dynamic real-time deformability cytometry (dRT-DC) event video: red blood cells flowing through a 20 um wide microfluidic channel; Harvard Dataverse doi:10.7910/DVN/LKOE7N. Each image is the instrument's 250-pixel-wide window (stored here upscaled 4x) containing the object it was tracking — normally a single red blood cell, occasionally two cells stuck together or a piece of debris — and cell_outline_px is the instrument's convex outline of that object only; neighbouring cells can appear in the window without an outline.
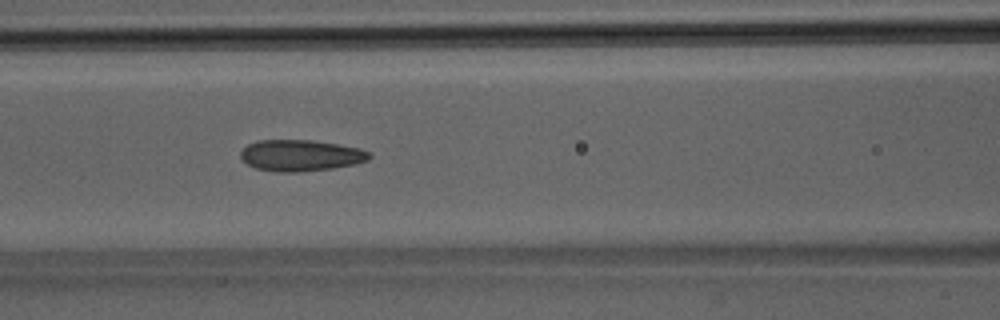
{"species": "Egyptian fruit bat (a non-hibernating species)", "species_latin": "Rousettus aegyptiacus", "temperature_condition": "room temperature", "stored_images_in_passage": 39, "camera_frame_rate_fps": 3000, "um_per_image_px": 0.085, "animal": {"sex": "male"}, "frame": {"image": 1, "passage_image": 17, "time_ms": 5.333, "image_size_px": [1000, 320], "cell_outline_px": [[372, 156], [368, 160], [356, 164], [332, 168], [300, 172], [276, 172], [256, 168], [248, 164], [240, 156], [240, 152], [248, 144], [256, 140], [312, 140], [360, 148], [368, 152]], "centroid_in_image_um": [25.56, 13.21], "position_along_channel_um": 141.0, "area_um2": 23.47}}
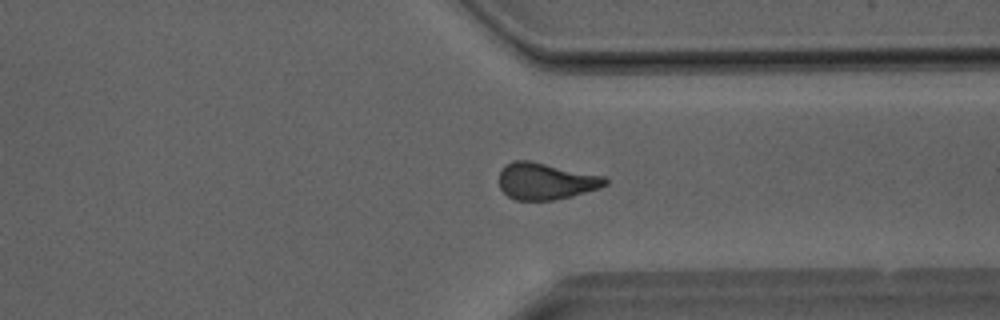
{"frame": {"image": 2, "passage_image": 30, "time_ms": 9.667, "image_size_px": [1000, 320], "cell_outline_px": [[608, 184], [600, 188], [572, 196], [552, 200], [516, 200], [508, 196], [500, 188], [500, 168], [504, 164], [512, 160], [528, 160], [604, 176], [608, 180]], "centroid_in_image_um": [46.37, 15.39], "position_along_channel_um": 365.0, "area_um2": 22.72}}
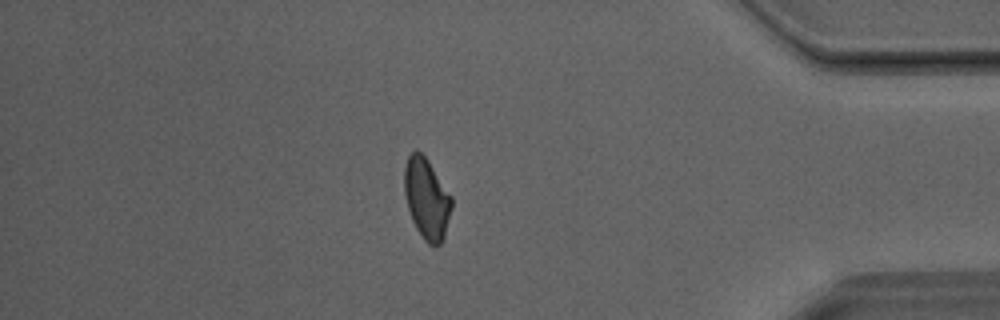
{"frame": {"image": 3, "passage_image": 34, "time_ms": 11.0, "image_size_px": [1000, 320], "cell_outline_px": [[452, 208], [444, 240], [440, 244], [428, 244], [424, 240], [416, 228], [412, 220], [408, 208], [404, 192], [404, 168], [408, 156], [416, 148], [428, 160], [452, 196]], "centroid_in_image_um": [36.27, 16.88], "position_along_channel_um": 398.9, "area_um2": 22.37}}